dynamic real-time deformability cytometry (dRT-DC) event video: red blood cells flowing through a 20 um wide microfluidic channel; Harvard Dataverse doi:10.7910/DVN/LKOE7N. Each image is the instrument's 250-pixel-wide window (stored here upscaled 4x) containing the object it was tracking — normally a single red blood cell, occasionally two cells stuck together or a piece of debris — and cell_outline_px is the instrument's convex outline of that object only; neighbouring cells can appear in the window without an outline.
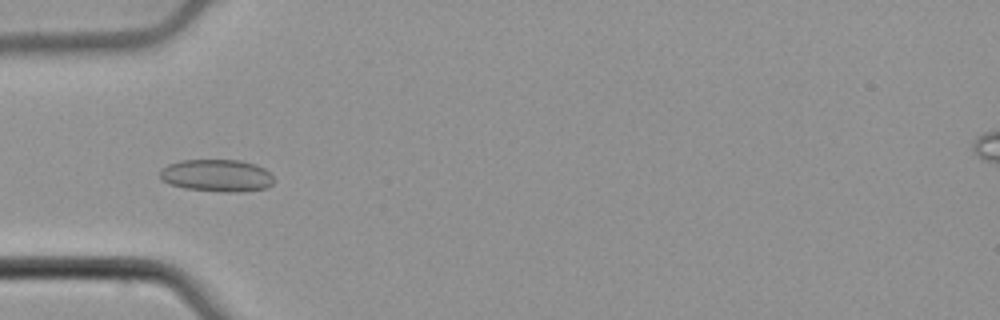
{"species": "common noctule bat (a hibernating species)", "species_latin": "Nyctalus noctula", "temperature_condition": "cold", "stored_images_in_passage": 55, "camera_frame_rate_fps": 3000, "um_per_image_px": 0.085, "animal": {"sex": "male", "body_mass_g": 21.5, "forearm_length_mm": 52.0}, "frame": {"image": 1, "passage_image": 18, "time_ms": 5.667, "image_size_px": [1000, 320], "cell_outline_px": [[272, 184], [268, 188], [244, 192], [224, 192], [184, 188], [168, 184], [160, 180], [160, 168], [168, 164], [180, 160], [240, 160], [256, 164], [264, 168], [272, 176]], "centroid_in_image_um": [18.4, 14.92], "position_along_channel_um": 66.6, "area_um2": 21.73}}
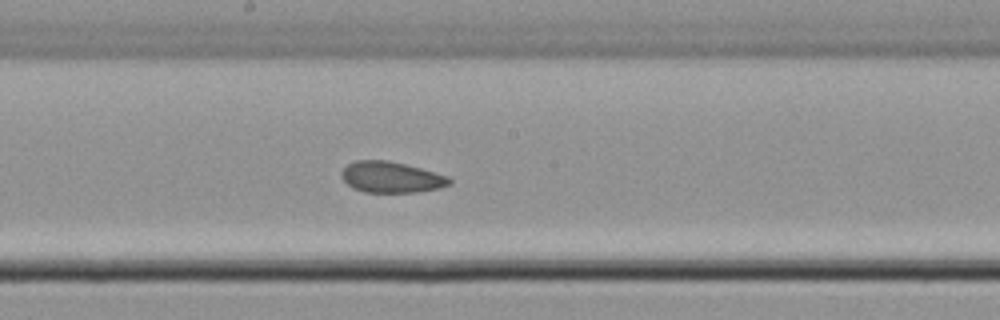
{"frame": {"image": 2, "passage_image": 30, "time_ms": 9.667, "image_size_px": [1000, 320], "cell_outline_px": [[452, 184], [440, 188], [416, 192], [364, 192], [352, 188], [340, 176], [340, 172], [348, 164], [356, 160], [388, 160], [420, 168], [448, 176], [452, 180]], "centroid_in_image_um": [33.25, 15.06], "position_along_channel_um": 215.0, "area_um2": 19.54}}
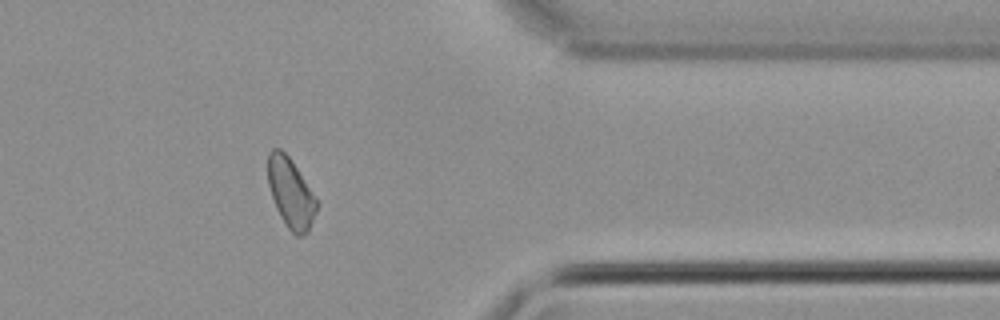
{"frame": {"image": 3, "passage_image": 45, "time_ms": 14.667, "image_size_px": [1000, 320], "cell_outline_px": [[316, 212], [308, 232], [304, 236], [296, 236], [288, 228], [280, 216], [276, 208], [268, 184], [268, 152], [272, 148], [280, 148], [288, 156], [296, 168], [316, 200]], "centroid_in_image_um": [24.68, 16.43], "position_along_channel_um": 386.7, "area_um2": 19.31}, "authors_computed_cell_mechanics": {"area_um2": 20.23, "velocity_mm_per_s": 3.7535, "shape_relaxation_time_tau1_ms": null, "shape_relaxation_time_tau2_ms": 1.8804, "deformation_change_tau1": null, "deformation_change_tau2": 0.0527}}